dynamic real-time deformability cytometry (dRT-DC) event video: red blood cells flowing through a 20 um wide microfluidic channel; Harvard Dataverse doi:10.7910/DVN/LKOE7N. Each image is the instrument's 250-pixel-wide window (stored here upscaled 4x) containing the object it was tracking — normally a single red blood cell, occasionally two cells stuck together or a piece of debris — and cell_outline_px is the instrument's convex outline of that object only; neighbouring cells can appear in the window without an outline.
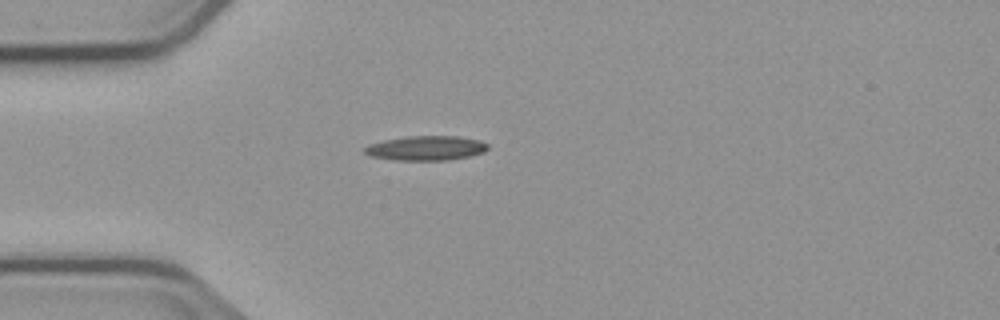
{"species": "common noctule bat (a hibernating species)", "species_latin": "Nyctalus noctula", "temperature_condition": "cold", "stored_images_in_passage": 1, "camera_frame_rate_fps": 3000, "um_per_image_px": 0.085, "animal": {"sex": "male", "body_mass_g": 23.1, "forearm_length_mm": 52.7}, "frame": {"image": 1, "passage_image": 1, "time_ms": 0.0, "image_size_px": [1000, 320], "cell_outline_px": [[488, 148], [484, 152], [468, 156], [448, 160], [392, 160], [372, 156], [364, 152], [364, 148], [368, 144], [384, 140], [408, 136], [460, 136], [480, 140], [488, 144]], "centroid_in_image_um": [36.22, 12.58], "position_along_channel_um": 48.8, "area_um2": 17.63}}